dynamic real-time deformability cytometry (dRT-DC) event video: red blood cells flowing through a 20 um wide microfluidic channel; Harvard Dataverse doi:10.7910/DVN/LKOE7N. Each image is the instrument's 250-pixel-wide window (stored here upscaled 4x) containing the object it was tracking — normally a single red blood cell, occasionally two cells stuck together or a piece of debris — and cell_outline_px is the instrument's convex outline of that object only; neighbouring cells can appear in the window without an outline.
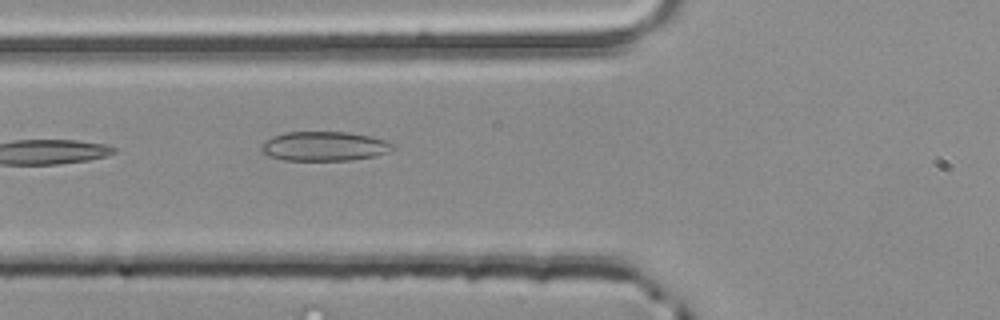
{"species": "common noctule bat (a hibernating species)", "species_latin": "Nyctalus noctula", "temperature_condition": "room temperature", "stored_images_in_passage": 3, "camera_frame_rate_fps": 3000, "um_per_image_px": 0.085, "animal": {"sex": "male", "body_mass_g": 20.4}, "frame": {"image": 1, "passage_image": 3, "time_ms": 0.667, "image_size_px": [1000, 320], "cell_outline_px": [[396, 144], [388, 152], [376, 156], [352, 160], [284, 160], [268, 156], [260, 148], [272, 136], [288, 132], [348, 132], [372, 136]], "centroid_in_image_um": [27.61, 12.43], "position_along_channel_um": 98.2, "area_um2": 22.43}}